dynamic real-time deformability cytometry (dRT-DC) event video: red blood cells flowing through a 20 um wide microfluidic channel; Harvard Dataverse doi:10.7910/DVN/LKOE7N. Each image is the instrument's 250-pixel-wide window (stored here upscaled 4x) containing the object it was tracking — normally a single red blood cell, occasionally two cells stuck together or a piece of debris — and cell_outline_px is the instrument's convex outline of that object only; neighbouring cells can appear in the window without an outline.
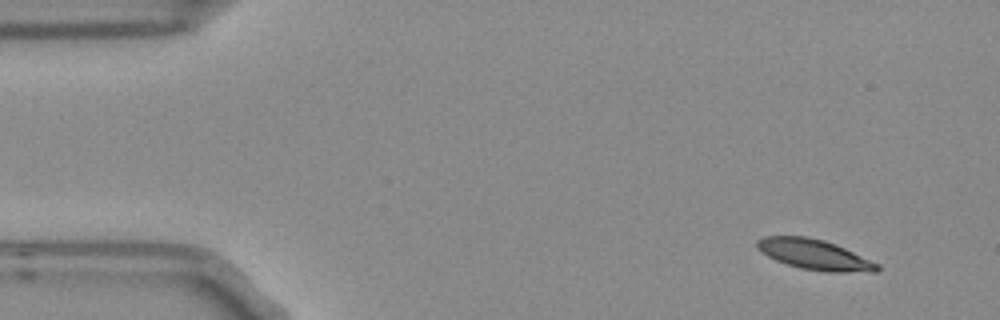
{"species": "Egyptian fruit bat (a non-hibernating species)", "species_latin": "Rousettus aegyptiacus", "temperature_condition": "room temperature", "stored_images_in_passage": 4, "camera_frame_rate_fps": 3000, "um_per_image_px": 0.085, "frame": {"image": 1, "passage_image": 1, "time_ms": 0.0, "image_size_px": [1000, 320], "cell_outline_px": [[880, 268], [876, 272], [828, 272], [800, 268], [776, 260], [768, 256], [756, 248], [756, 240], [764, 236], [804, 236], [824, 240], [836, 244], [880, 264]], "centroid_in_image_um": [69.24, 21.64], "position_along_channel_um": 15.8, "area_um2": 21.21}}
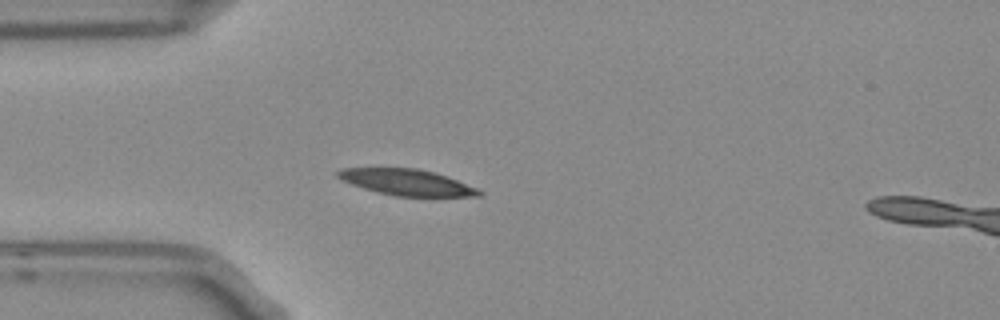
{"frame": {"image": 2, "passage_image": 4, "time_ms": 1.0, "image_size_px": [1000, 320], "cell_outline_px": [[484, 192], [480, 196], [396, 196], [376, 192], [352, 184], [336, 176], [336, 172], [340, 168], [416, 168], [448, 176], [476, 188]], "centroid_in_image_um": [34.57, 15.49], "position_along_channel_um": 50.4, "area_um2": 21.27}}